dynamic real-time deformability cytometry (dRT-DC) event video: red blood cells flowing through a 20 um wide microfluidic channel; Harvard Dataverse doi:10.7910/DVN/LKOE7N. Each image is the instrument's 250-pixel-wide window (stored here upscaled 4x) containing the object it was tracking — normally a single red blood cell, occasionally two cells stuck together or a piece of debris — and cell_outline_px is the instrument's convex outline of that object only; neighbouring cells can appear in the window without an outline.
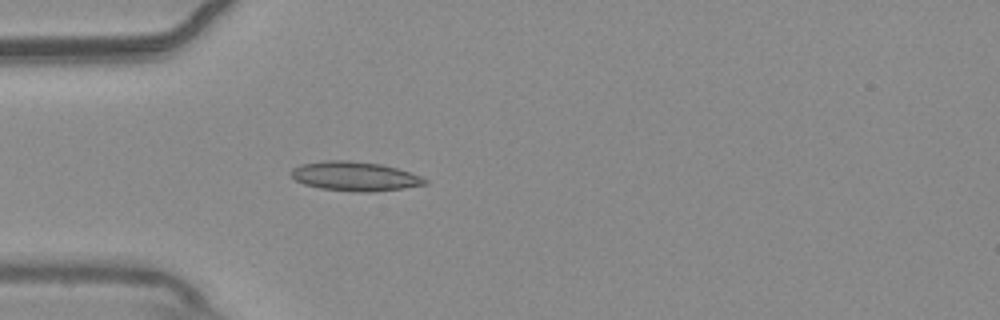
{"species": "common noctule bat (a hibernating species)", "species_latin": "Nyctalus noctula", "temperature_condition": "warm", "stored_images_in_passage": 40, "camera_frame_rate_fps": 3000, "um_per_image_px": 0.085, "animal": {"sex": "male", "body_mass_g": 20.4}, "frame": {"image": 1, "passage_image": 1, "time_ms": 0.0, "image_size_px": [1000, 320], "cell_outline_px": [[428, 184], [404, 188], [372, 192], [356, 192], [320, 188], [304, 184], [296, 180], [292, 176], [292, 168], [300, 164], [324, 160], [348, 160], [384, 164], [420, 176], [428, 180]], "centroid_in_image_um": [30.17, 14.98], "position_along_channel_um": 54.8, "area_um2": 22.89}}
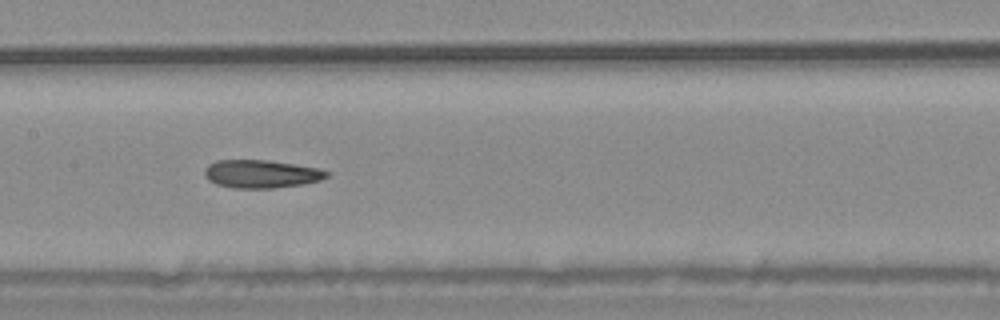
{"frame": {"image": 2, "passage_image": 12, "time_ms": 3.667, "image_size_px": [1000, 320], "cell_outline_px": [[328, 176], [320, 180], [304, 184], [272, 188], [232, 188], [216, 184], [208, 180], [204, 176], [204, 168], [208, 164], [216, 160], [268, 160], [320, 168], [328, 172]], "centroid_in_image_um": [22.17, 14.78], "position_along_channel_um": 185.2, "area_um2": 20.11}}
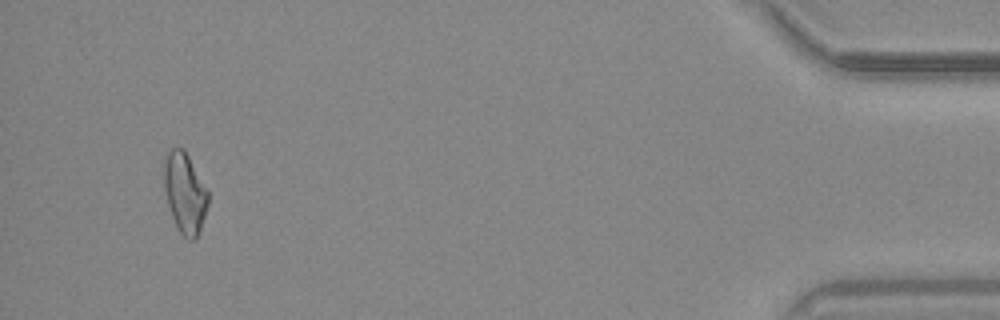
{"frame": {"image": 3, "passage_image": 37, "time_ms": 12.0, "image_size_px": [1000, 320], "cell_outline_px": [[208, 204], [196, 240], [188, 240], [176, 228], [168, 204], [164, 188], [164, 156], [172, 148], [184, 148], [208, 192]], "centroid_in_image_um": [15.69, 16.4], "position_along_channel_um": 419.5, "area_um2": 20.46}, "authors_computed_cell_mechanics": {"area_um2": 20.0855, "velocity_mm_per_s": 3.7146, "shape_relaxation_time_tau1_ms": 5.8511, "shape_relaxation_time_tau2_ms": 6.2475, "deformation_change_tau1": 0.1519, "deformation_change_tau2": 0.1719}}